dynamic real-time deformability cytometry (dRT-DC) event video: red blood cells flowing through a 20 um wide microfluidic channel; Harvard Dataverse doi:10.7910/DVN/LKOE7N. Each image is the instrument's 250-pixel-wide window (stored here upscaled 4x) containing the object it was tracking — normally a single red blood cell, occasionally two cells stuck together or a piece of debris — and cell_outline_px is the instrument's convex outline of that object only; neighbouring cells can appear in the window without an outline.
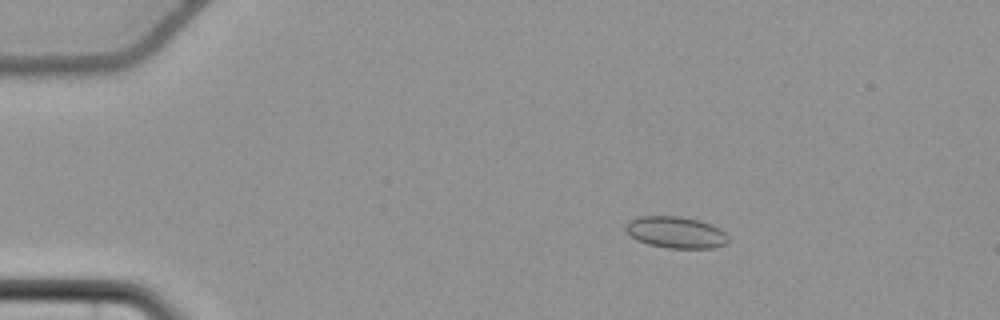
{"species": "common noctule bat (a hibernating species)", "species_latin": "Nyctalus noctula", "temperature_condition": "cold", "stored_images_in_passage": 59, "camera_frame_rate_fps": 3000, "um_per_image_px": 0.085, "animal": {"sex": "female", "body_mass_g": 22.7, "forearm_length_mm": 54.2}, "frame": {"image": 1, "passage_image": 12, "time_ms": 3.667, "image_size_px": [1000, 320], "cell_outline_px": [[728, 244], [712, 248], [668, 248], [648, 244], [636, 240], [624, 228], [628, 220], [640, 216], [680, 216], [700, 220], [712, 224], [720, 228], [728, 236]], "centroid_in_image_um": [57.46, 19.74], "position_along_channel_um": 27.5, "area_um2": 19.07}}
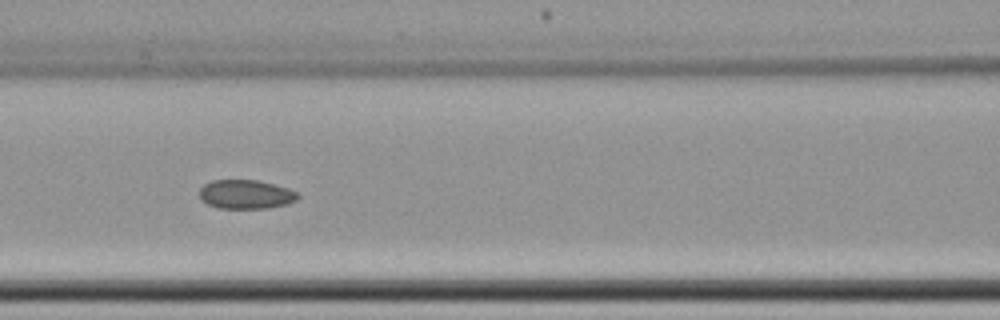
{"frame": {"image": 2, "passage_image": 28, "time_ms": 9.0, "image_size_px": [1000, 320], "cell_outline_px": [[300, 196], [296, 200], [288, 204], [268, 208], [220, 208], [208, 204], [200, 200], [200, 188], [204, 184], [212, 180], [256, 180], [288, 188], [296, 192]], "centroid_in_image_um": [20.89, 16.52], "position_along_channel_um": 145.7, "area_um2": 16.59}}
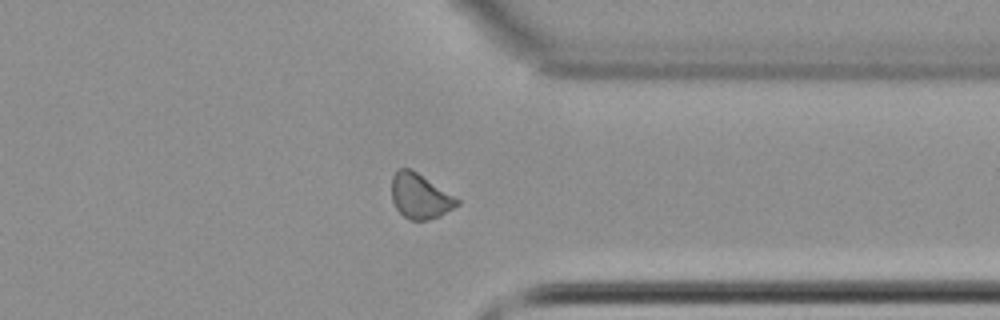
{"frame": {"image": 3, "passage_image": 47, "time_ms": 15.333, "image_size_px": [1000, 320], "cell_outline_px": [[460, 204], [440, 216], [428, 220], [408, 220], [396, 208], [392, 200], [392, 176], [400, 168], [408, 168], [416, 172], [456, 196], [460, 200]], "centroid_in_image_um": [35.72, 16.69], "position_along_channel_um": 375.7, "area_um2": 17.11}, "authors_computed_cell_mechanics": {"area_um2": 17.34, "velocity_mm_per_s": 3.6699, "shape_relaxation_time_tau1_ms": null, "shape_relaxation_time_tau2_ms": 8.7092, "deformation_change_tau1": null, "deformation_change_tau2": 0.1104}}